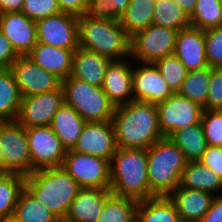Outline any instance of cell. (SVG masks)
<instances>
[{
    "mask_svg": "<svg viewBox=\"0 0 222 222\" xmlns=\"http://www.w3.org/2000/svg\"><path fill=\"white\" fill-rule=\"evenodd\" d=\"M118 148L148 149L164 138L160 131L157 106L132 100L115 107L112 116Z\"/></svg>",
    "mask_w": 222,
    "mask_h": 222,
    "instance_id": "obj_1",
    "label": "cell"
},
{
    "mask_svg": "<svg viewBox=\"0 0 222 222\" xmlns=\"http://www.w3.org/2000/svg\"><path fill=\"white\" fill-rule=\"evenodd\" d=\"M147 149L118 148L110 161V191L137 202L156 197L147 178Z\"/></svg>",
    "mask_w": 222,
    "mask_h": 222,
    "instance_id": "obj_2",
    "label": "cell"
},
{
    "mask_svg": "<svg viewBox=\"0 0 222 222\" xmlns=\"http://www.w3.org/2000/svg\"><path fill=\"white\" fill-rule=\"evenodd\" d=\"M25 188L58 219H64L81 187L62 167L35 170Z\"/></svg>",
    "mask_w": 222,
    "mask_h": 222,
    "instance_id": "obj_3",
    "label": "cell"
},
{
    "mask_svg": "<svg viewBox=\"0 0 222 222\" xmlns=\"http://www.w3.org/2000/svg\"><path fill=\"white\" fill-rule=\"evenodd\" d=\"M147 178L155 196H169L178 186L188 164L183 151L164 137L147 149Z\"/></svg>",
    "mask_w": 222,
    "mask_h": 222,
    "instance_id": "obj_4",
    "label": "cell"
},
{
    "mask_svg": "<svg viewBox=\"0 0 222 222\" xmlns=\"http://www.w3.org/2000/svg\"><path fill=\"white\" fill-rule=\"evenodd\" d=\"M78 38L79 47L111 60L130 57L131 37L119 20L94 19L83 15L79 17Z\"/></svg>",
    "mask_w": 222,
    "mask_h": 222,
    "instance_id": "obj_5",
    "label": "cell"
},
{
    "mask_svg": "<svg viewBox=\"0 0 222 222\" xmlns=\"http://www.w3.org/2000/svg\"><path fill=\"white\" fill-rule=\"evenodd\" d=\"M65 103L86 122L112 120L115 106L102 86H95L72 76L62 80Z\"/></svg>",
    "mask_w": 222,
    "mask_h": 222,
    "instance_id": "obj_6",
    "label": "cell"
},
{
    "mask_svg": "<svg viewBox=\"0 0 222 222\" xmlns=\"http://www.w3.org/2000/svg\"><path fill=\"white\" fill-rule=\"evenodd\" d=\"M178 31L172 28L152 24L135 33L130 42V58L140 63H155L172 55Z\"/></svg>",
    "mask_w": 222,
    "mask_h": 222,
    "instance_id": "obj_7",
    "label": "cell"
},
{
    "mask_svg": "<svg viewBox=\"0 0 222 222\" xmlns=\"http://www.w3.org/2000/svg\"><path fill=\"white\" fill-rule=\"evenodd\" d=\"M62 168L81 188L110 189V162L89 154L68 150Z\"/></svg>",
    "mask_w": 222,
    "mask_h": 222,
    "instance_id": "obj_8",
    "label": "cell"
},
{
    "mask_svg": "<svg viewBox=\"0 0 222 222\" xmlns=\"http://www.w3.org/2000/svg\"><path fill=\"white\" fill-rule=\"evenodd\" d=\"M0 149L4 155L6 167L12 173L24 176L31 174V156L26 128L17 120L0 121Z\"/></svg>",
    "mask_w": 222,
    "mask_h": 222,
    "instance_id": "obj_9",
    "label": "cell"
},
{
    "mask_svg": "<svg viewBox=\"0 0 222 222\" xmlns=\"http://www.w3.org/2000/svg\"><path fill=\"white\" fill-rule=\"evenodd\" d=\"M31 173L43 168L62 167L67 150L50 126L26 128Z\"/></svg>",
    "mask_w": 222,
    "mask_h": 222,
    "instance_id": "obj_10",
    "label": "cell"
},
{
    "mask_svg": "<svg viewBox=\"0 0 222 222\" xmlns=\"http://www.w3.org/2000/svg\"><path fill=\"white\" fill-rule=\"evenodd\" d=\"M160 131L169 138L175 131L201 122L203 107L192 100L173 93L156 105Z\"/></svg>",
    "mask_w": 222,
    "mask_h": 222,
    "instance_id": "obj_11",
    "label": "cell"
},
{
    "mask_svg": "<svg viewBox=\"0 0 222 222\" xmlns=\"http://www.w3.org/2000/svg\"><path fill=\"white\" fill-rule=\"evenodd\" d=\"M64 103L62 86L53 91L22 97L16 120L25 128L50 126L54 114Z\"/></svg>",
    "mask_w": 222,
    "mask_h": 222,
    "instance_id": "obj_12",
    "label": "cell"
},
{
    "mask_svg": "<svg viewBox=\"0 0 222 222\" xmlns=\"http://www.w3.org/2000/svg\"><path fill=\"white\" fill-rule=\"evenodd\" d=\"M37 41L46 45L77 49L79 17L60 12L36 21Z\"/></svg>",
    "mask_w": 222,
    "mask_h": 222,
    "instance_id": "obj_13",
    "label": "cell"
},
{
    "mask_svg": "<svg viewBox=\"0 0 222 222\" xmlns=\"http://www.w3.org/2000/svg\"><path fill=\"white\" fill-rule=\"evenodd\" d=\"M21 97L59 89L62 80L38 66L29 56H19L10 66Z\"/></svg>",
    "mask_w": 222,
    "mask_h": 222,
    "instance_id": "obj_14",
    "label": "cell"
},
{
    "mask_svg": "<svg viewBox=\"0 0 222 222\" xmlns=\"http://www.w3.org/2000/svg\"><path fill=\"white\" fill-rule=\"evenodd\" d=\"M112 120L86 122L72 151L108 160L117 151Z\"/></svg>",
    "mask_w": 222,
    "mask_h": 222,
    "instance_id": "obj_15",
    "label": "cell"
},
{
    "mask_svg": "<svg viewBox=\"0 0 222 222\" xmlns=\"http://www.w3.org/2000/svg\"><path fill=\"white\" fill-rule=\"evenodd\" d=\"M133 66L132 85L134 100L159 104L169 98L173 92L163 79L155 63H142Z\"/></svg>",
    "mask_w": 222,
    "mask_h": 222,
    "instance_id": "obj_16",
    "label": "cell"
},
{
    "mask_svg": "<svg viewBox=\"0 0 222 222\" xmlns=\"http://www.w3.org/2000/svg\"><path fill=\"white\" fill-rule=\"evenodd\" d=\"M0 30L19 56L28 55L38 42L36 21L23 12L0 14Z\"/></svg>",
    "mask_w": 222,
    "mask_h": 222,
    "instance_id": "obj_17",
    "label": "cell"
},
{
    "mask_svg": "<svg viewBox=\"0 0 222 222\" xmlns=\"http://www.w3.org/2000/svg\"><path fill=\"white\" fill-rule=\"evenodd\" d=\"M188 71L209 66L205 51V30L189 26L176 36L174 53Z\"/></svg>",
    "mask_w": 222,
    "mask_h": 222,
    "instance_id": "obj_18",
    "label": "cell"
},
{
    "mask_svg": "<svg viewBox=\"0 0 222 222\" xmlns=\"http://www.w3.org/2000/svg\"><path fill=\"white\" fill-rule=\"evenodd\" d=\"M132 74V66L124 59L112 60L107 66L102 88L115 107L134 100Z\"/></svg>",
    "mask_w": 222,
    "mask_h": 222,
    "instance_id": "obj_19",
    "label": "cell"
},
{
    "mask_svg": "<svg viewBox=\"0 0 222 222\" xmlns=\"http://www.w3.org/2000/svg\"><path fill=\"white\" fill-rule=\"evenodd\" d=\"M168 197L174 203L181 222H200L215 195L178 186Z\"/></svg>",
    "mask_w": 222,
    "mask_h": 222,
    "instance_id": "obj_20",
    "label": "cell"
},
{
    "mask_svg": "<svg viewBox=\"0 0 222 222\" xmlns=\"http://www.w3.org/2000/svg\"><path fill=\"white\" fill-rule=\"evenodd\" d=\"M75 50L58 48L37 42L27 56L44 70L64 80L71 76Z\"/></svg>",
    "mask_w": 222,
    "mask_h": 222,
    "instance_id": "obj_21",
    "label": "cell"
},
{
    "mask_svg": "<svg viewBox=\"0 0 222 222\" xmlns=\"http://www.w3.org/2000/svg\"><path fill=\"white\" fill-rule=\"evenodd\" d=\"M110 189L81 188L65 217L70 222H96Z\"/></svg>",
    "mask_w": 222,
    "mask_h": 222,
    "instance_id": "obj_22",
    "label": "cell"
},
{
    "mask_svg": "<svg viewBox=\"0 0 222 222\" xmlns=\"http://www.w3.org/2000/svg\"><path fill=\"white\" fill-rule=\"evenodd\" d=\"M111 61L108 57L78 47L73 54L71 76L95 86H102Z\"/></svg>",
    "mask_w": 222,
    "mask_h": 222,
    "instance_id": "obj_23",
    "label": "cell"
},
{
    "mask_svg": "<svg viewBox=\"0 0 222 222\" xmlns=\"http://www.w3.org/2000/svg\"><path fill=\"white\" fill-rule=\"evenodd\" d=\"M85 123L86 121L73 107L64 103L54 114L50 127L68 151L74 148Z\"/></svg>",
    "mask_w": 222,
    "mask_h": 222,
    "instance_id": "obj_24",
    "label": "cell"
},
{
    "mask_svg": "<svg viewBox=\"0 0 222 222\" xmlns=\"http://www.w3.org/2000/svg\"><path fill=\"white\" fill-rule=\"evenodd\" d=\"M179 186L207 191L215 196L222 195L220 194L222 192V178L200 161H188L187 166L182 171Z\"/></svg>",
    "mask_w": 222,
    "mask_h": 222,
    "instance_id": "obj_25",
    "label": "cell"
},
{
    "mask_svg": "<svg viewBox=\"0 0 222 222\" xmlns=\"http://www.w3.org/2000/svg\"><path fill=\"white\" fill-rule=\"evenodd\" d=\"M137 222H181L174 203L168 196H156L138 203Z\"/></svg>",
    "mask_w": 222,
    "mask_h": 222,
    "instance_id": "obj_26",
    "label": "cell"
},
{
    "mask_svg": "<svg viewBox=\"0 0 222 222\" xmlns=\"http://www.w3.org/2000/svg\"><path fill=\"white\" fill-rule=\"evenodd\" d=\"M21 94L10 68L0 69V121L17 119Z\"/></svg>",
    "mask_w": 222,
    "mask_h": 222,
    "instance_id": "obj_27",
    "label": "cell"
},
{
    "mask_svg": "<svg viewBox=\"0 0 222 222\" xmlns=\"http://www.w3.org/2000/svg\"><path fill=\"white\" fill-rule=\"evenodd\" d=\"M169 138L183 151L188 161H199L208 147L201 122L179 129Z\"/></svg>",
    "mask_w": 222,
    "mask_h": 222,
    "instance_id": "obj_28",
    "label": "cell"
},
{
    "mask_svg": "<svg viewBox=\"0 0 222 222\" xmlns=\"http://www.w3.org/2000/svg\"><path fill=\"white\" fill-rule=\"evenodd\" d=\"M154 6V0H130L119 19L130 37L153 24Z\"/></svg>",
    "mask_w": 222,
    "mask_h": 222,
    "instance_id": "obj_29",
    "label": "cell"
},
{
    "mask_svg": "<svg viewBox=\"0 0 222 222\" xmlns=\"http://www.w3.org/2000/svg\"><path fill=\"white\" fill-rule=\"evenodd\" d=\"M26 176L9 173L0 175V220L14 215L21 192L25 189Z\"/></svg>",
    "mask_w": 222,
    "mask_h": 222,
    "instance_id": "obj_30",
    "label": "cell"
},
{
    "mask_svg": "<svg viewBox=\"0 0 222 222\" xmlns=\"http://www.w3.org/2000/svg\"><path fill=\"white\" fill-rule=\"evenodd\" d=\"M137 201L111 194L104 203L96 222H133L136 220Z\"/></svg>",
    "mask_w": 222,
    "mask_h": 222,
    "instance_id": "obj_31",
    "label": "cell"
},
{
    "mask_svg": "<svg viewBox=\"0 0 222 222\" xmlns=\"http://www.w3.org/2000/svg\"><path fill=\"white\" fill-rule=\"evenodd\" d=\"M210 75V66L200 70L188 71L178 94L196 102L206 110Z\"/></svg>",
    "mask_w": 222,
    "mask_h": 222,
    "instance_id": "obj_32",
    "label": "cell"
},
{
    "mask_svg": "<svg viewBox=\"0 0 222 222\" xmlns=\"http://www.w3.org/2000/svg\"><path fill=\"white\" fill-rule=\"evenodd\" d=\"M153 24L172 28L178 32L191 25L187 13L173 0L155 1Z\"/></svg>",
    "mask_w": 222,
    "mask_h": 222,
    "instance_id": "obj_33",
    "label": "cell"
},
{
    "mask_svg": "<svg viewBox=\"0 0 222 222\" xmlns=\"http://www.w3.org/2000/svg\"><path fill=\"white\" fill-rule=\"evenodd\" d=\"M14 215L22 222H56L58 220L26 188L19 196Z\"/></svg>",
    "mask_w": 222,
    "mask_h": 222,
    "instance_id": "obj_34",
    "label": "cell"
},
{
    "mask_svg": "<svg viewBox=\"0 0 222 222\" xmlns=\"http://www.w3.org/2000/svg\"><path fill=\"white\" fill-rule=\"evenodd\" d=\"M189 18L191 26L201 30L222 26L221 0H197Z\"/></svg>",
    "mask_w": 222,
    "mask_h": 222,
    "instance_id": "obj_35",
    "label": "cell"
},
{
    "mask_svg": "<svg viewBox=\"0 0 222 222\" xmlns=\"http://www.w3.org/2000/svg\"><path fill=\"white\" fill-rule=\"evenodd\" d=\"M163 79L173 93H178L188 70L175 54L165 56L155 62Z\"/></svg>",
    "mask_w": 222,
    "mask_h": 222,
    "instance_id": "obj_36",
    "label": "cell"
},
{
    "mask_svg": "<svg viewBox=\"0 0 222 222\" xmlns=\"http://www.w3.org/2000/svg\"><path fill=\"white\" fill-rule=\"evenodd\" d=\"M130 0H89L85 16L94 19L119 20Z\"/></svg>",
    "mask_w": 222,
    "mask_h": 222,
    "instance_id": "obj_37",
    "label": "cell"
},
{
    "mask_svg": "<svg viewBox=\"0 0 222 222\" xmlns=\"http://www.w3.org/2000/svg\"><path fill=\"white\" fill-rule=\"evenodd\" d=\"M201 124L208 145L222 146V110H203Z\"/></svg>",
    "mask_w": 222,
    "mask_h": 222,
    "instance_id": "obj_38",
    "label": "cell"
},
{
    "mask_svg": "<svg viewBox=\"0 0 222 222\" xmlns=\"http://www.w3.org/2000/svg\"><path fill=\"white\" fill-rule=\"evenodd\" d=\"M205 51L210 67H222V26L205 30Z\"/></svg>",
    "mask_w": 222,
    "mask_h": 222,
    "instance_id": "obj_39",
    "label": "cell"
},
{
    "mask_svg": "<svg viewBox=\"0 0 222 222\" xmlns=\"http://www.w3.org/2000/svg\"><path fill=\"white\" fill-rule=\"evenodd\" d=\"M21 12L31 20L37 21L61 11L57 0H24Z\"/></svg>",
    "mask_w": 222,
    "mask_h": 222,
    "instance_id": "obj_40",
    "label": "cell"
},
{
    "mask_svg": "<svg viewBox=\"0 0 222 222\" xmlns=\"http://www.w3.org/2000/svg\"><path fill=\"white\" fill-rule=\"evenodd\" d=\"M222 108V67H211L206 110H219Z\"/></svg>",
    "mask_w": 222,
    "mask_h": 222,
    "instance_id": "obj_41",
    "label": "cell"
},
{
    "mask_svg": "<svg viewBox=\"0 0 222 222\" xmlns=\"http://www.w3.org/2000/svg\"><path fill=\"white\" fill-rule=\"evenodd\" d=\"M199 161L222 178V146L208 145Z\"/></svg>",
    "mask_w": 222,
    "mask_h": 222,
    "instance_id": "obj_42",
    "label": "cell"
},
{
    "mask_svg": "<svg viewBox=\"0 0 222 222\" xmlns=\"http://www.w3.org/2000/svg\"><path fill=\"white\" fill-rule=\"evenodd\" d=\"M18 57L10 41L0 30V69L10 68Z\"/></svg>",
    "mask_w": 222,
    "mask_h": 222,
    "instance_id": "obj_43",
    "label": "cell"
},
{
    "mask_svg": "<svg viewBox=\"0 0 222 222\" xmlns=\"http://www.w3.org/2000/svg\"><path fill=\"white\" fill-rule=\"evenodd\" d=\"M60 11L77 17L85 15L89 0H57Z\"/></svg>",
    "mask_w": 222,
    "mask_h": 222,
    "instance_id": "obj_44",
    "label": "cell"
},
{
    "mask_svg": "<svg viewBox=\"0 0 222 222\" xmlns=\"http://www.w3.org/2000/svg\"><path fill=\"white\" fill-rule=\"evenodd\" d=\"M200 222H222V195L215 196Z\"/></svg>",
    "mask_w": 222,
    "mask_h": 222,
    "instance_id": "obj_45",
    "label": "cell"
},
{
    "mask_svg": "<svg viewBox=\"0 0 222 222\" xmlns=\"http://www.w3.org/2000/svg\"><path fill=\"white\" fill-rule=\"evenodd\" d=\"M24 0H0V14L6 12H21Z\"/></svg>",
    "mask_w": 222,
    "mask_h": 222,
    "instance_id": "obj_46",
    "label": "cell"
},
{
    "mask_svg": "<svg viewBox=\"0 0 222 222\" xmlns=\"http://www.w3.org/2000/svg\"><path fill=\"white\" fill-rule=\"evenodd\" d=\"M173 1H175L181 7V9L185 11L188 16H190L194 11L197 0H173Z\"/></svg>",
    "mask_w": 222,
    "mask_h": 222,
    "instance_id": "obj_47",
    "label": "cell"
},
{
    "mask_svg": "<svg viewBox=\"0 0 222 222\" xmlns=\"http://www.w3.org/2000/svg\"><path fill=\"white\" fill-rule=\"evenodd\" d=\"M9 173H12V172L6 167L4 155L0 149V175H5Z\"/></svg>",
    "mask_w": 222,
    "mask_h": 222,
    "instance_id": "obj_48",
    "label": "cell"
},
{
    "mask_svg": "<svg viewBox=\"0 0 222 222\" xmlns=\"http://www.w3.org/2000/svg\"><path fill=\"white\" fill-rule=\"evenodd\" d=\"M0 222H22L15 215L5 217Z\"/></svg>",
    "mask_w": 222,
    "mask_h": 222,
    "instance_id": "obj_49",
    "label": "cell"
},
{
    "mask_svg": "<svg viewBox=\"0 0 222 222\" xmlns=\"http://www.w3.org/2000/svg\"><path fill=\"white\" fill-rule=\"evenodd\" d=\"M56 222H70V221H68L64 218V219H58Z\"/></svg>",
    "mask_w": 222,
    "mask_h": 222,
    "instance_id": "obj_50",
    "label": "cell"
}]
</instances>
